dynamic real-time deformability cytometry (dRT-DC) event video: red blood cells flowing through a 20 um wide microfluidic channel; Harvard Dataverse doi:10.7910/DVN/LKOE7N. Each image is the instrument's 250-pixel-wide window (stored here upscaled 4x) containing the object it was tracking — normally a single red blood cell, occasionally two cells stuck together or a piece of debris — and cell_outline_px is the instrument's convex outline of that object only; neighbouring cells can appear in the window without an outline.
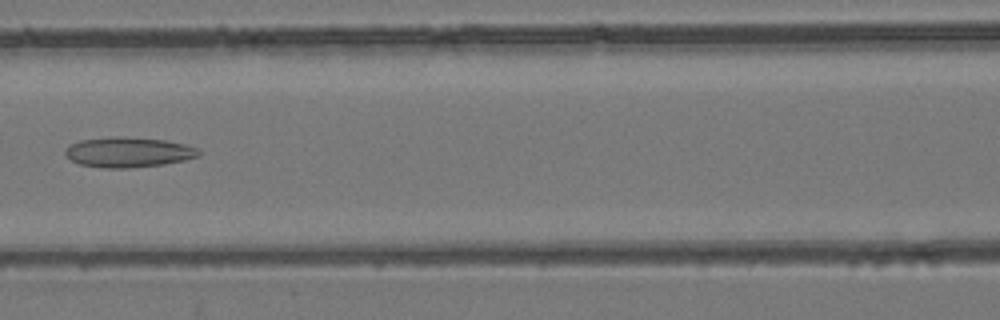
{"species": "common noctule bat (a hibernating species)", "species_latin": "Nyctalus noctula", "temperature_condition": "room temperature", "stored_images_in_passage": 5, "camera_frame_rate_fps": 3000, "um_per_image_px": 0.085, "animal": {"sex": "female", "body_mass_g": 24.6, "forearm_length_mm": 56.2}, "frame": {"image": 1, "passage_image": 5, "time_ms": 4.667, "image_size_px": [1000, 320], "cell_outline_px": [[200, 156], [184, 160], [164, 164], [124, 168], [104, 168], [80, 164], [72, 160], [64, 152], [68, 144], [80, 140], [112, 136], [116, 136], [164, 140], [184, 144], [196, 148], [200, 152]], "centroid_in_image_um": [10.88, 12.93], "position_along_channel_um": 155.7, "area_um2": 23.29}}